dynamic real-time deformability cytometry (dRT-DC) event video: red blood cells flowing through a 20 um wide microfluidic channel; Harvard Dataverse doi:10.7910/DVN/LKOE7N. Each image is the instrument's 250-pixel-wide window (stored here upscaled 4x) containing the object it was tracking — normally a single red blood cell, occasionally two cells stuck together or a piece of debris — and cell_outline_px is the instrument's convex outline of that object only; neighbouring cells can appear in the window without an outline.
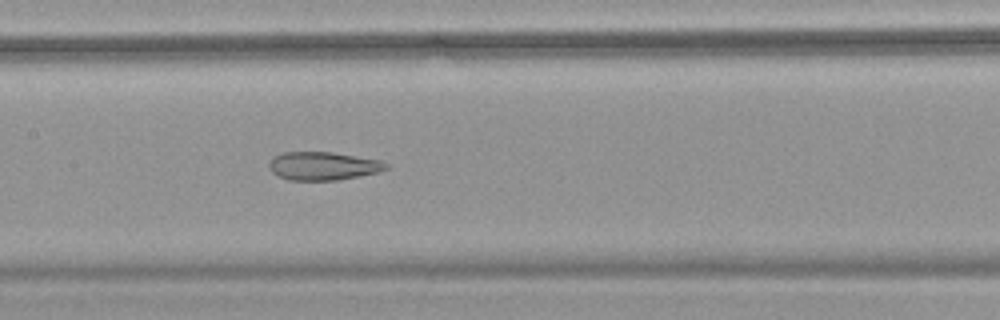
{"species": "common noctule bat (a hibernating species)", "species_latin": "Nyctalus noctula", "temperature_condition": "warm", "stored_images_in_passage": 46, "camera_frame_rate_fps": 3000, "um_per_image_px": 0.085, "animal": {"sex": "female", "body_mass_g": 18.4}, "frame": {"image": 1, "passage_image": 19, "time_ms": 6.0, "image_size_px": [1000, 320], "cell_outline_px": [[388, 168], [380, 172], [360, 176], [336, 180], [288, 180], [276, 176], [268, 168], [268, 164], [272, 156], [284, 152], [332, 152], [380, 160], [388, 164]], "centroid_in_image_um": [27.43, 14.11], "position_along_channel_um": 180.0, "area_um2": 19.48}}
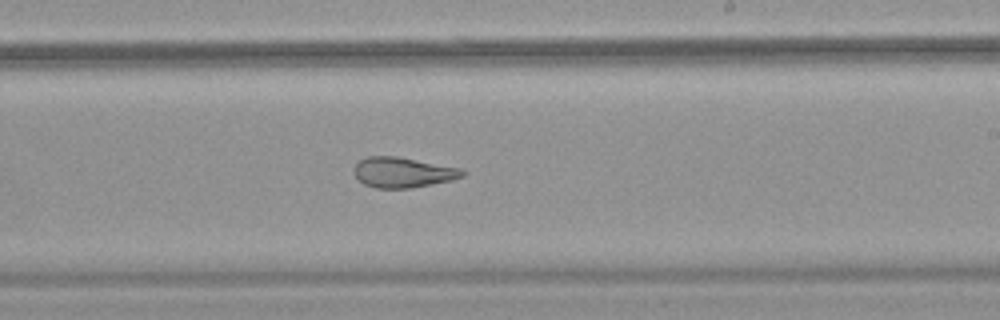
{"frame": {"image": 2, "passage_image": 25, "time_ms": 8.0, "image_size_px": [1000, 320], "cell_outline_px": [[464, 176], [452, 180], [412, 188], [376, 188], [364, 184], [356, 176], [352, 168], [360, 160], [368, 156], [396, 156], [460, 168], [464, 172]], "centroid_in_image_um": [34.22, 14.65], "position_along_channel_um": 254.8, "area_um2": 19.02}}
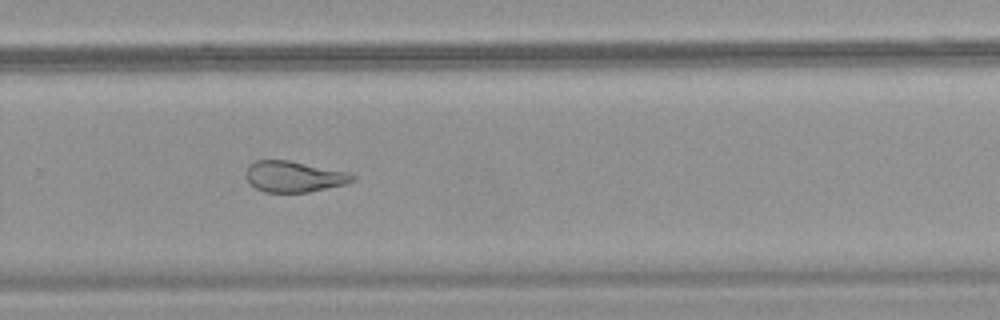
{"frame": {"image": 3, "passage_image": 29, "time_ms": 9.333, "image_size_px": [1000, 320], "cell_outline_px": [[356, 180], [344, 184], [308, 192], [264, 192], [256, 188], [248, 180], [244, 172], [248, 164], [256, 160], [288, 160], [348, 172], [356, 176]], "centroid_in_image_um": [24.96, 15.0], "position_along_channel_um": 304.8, "area_um2": 19.19}, "authors_computed_cell_mechanics": {"area_um2": 23.4668, "velocity_mm_per_s": 3.7623, "shape_relaxation_time_tau1_ms": null, "shape_relaxation_time_tau2_ms": 1.5834, "deformation_change_tau1": null, "deformation_change_tau2": 0.0969}}